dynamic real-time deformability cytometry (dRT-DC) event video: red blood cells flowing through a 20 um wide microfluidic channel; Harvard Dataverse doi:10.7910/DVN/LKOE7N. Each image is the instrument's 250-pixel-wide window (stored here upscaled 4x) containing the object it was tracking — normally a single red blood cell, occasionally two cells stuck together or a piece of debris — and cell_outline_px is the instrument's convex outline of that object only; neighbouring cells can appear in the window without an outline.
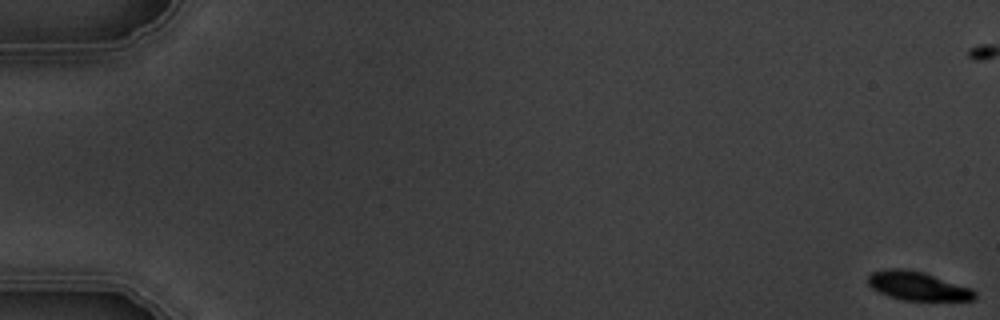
{"species": "common noctule bat (a hibernating species)", "species_latin": "Nyctalus noctula", "temperature_condition": "warm", "stored_images_in_passage": 6, "camera_frame_rate_fps": 3000, "um_per_image_px": 0.085, "animal": {"sex": "male", "body_mass_g": 19.5, "forearm_length_mm": 54.6}, "frame": {"image": 1, "passage_image": 1, "time_ms": 0.0, "image_size_px": [1000, 320], "cell_outline_px": [[976, 300], [904, 300], [888, 296], [872, 288], [868, 284], [868, 276], [872, 272], [888, 268], [904, 268], [924, 272], [972, 288], [976, 292]], "centroid_in_image_um": [78.01, 24.3], "position_along_channel_um": 7.0, "area_um2": 17.92}}
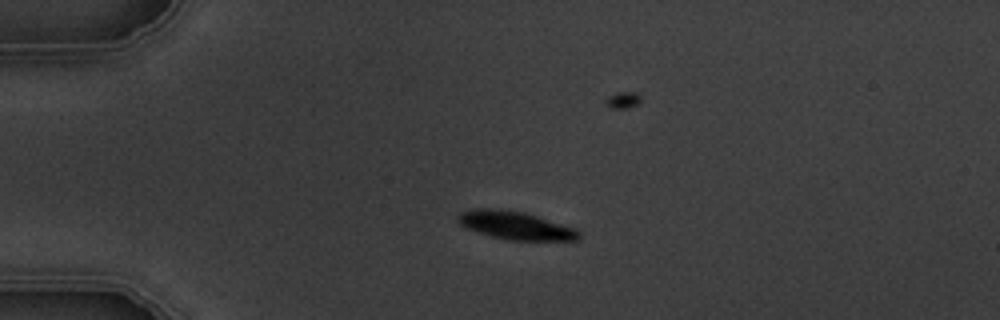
{"frame": {"image": 2, "passage_image": 5, "time_ms": 4.667, "image_size_px": [1000, 320], "cell_outline_px": [[580, 240], [508, 240], [492, 236], [464, 228], [456, 220], [456, 216], [460, 212], [472, 208], [500, 208], [524, 212], [576, 228], [580, 232]], "centroid_in_image_um": [43.77, 19.14], "position_along_channel_um": 41.2, "area_um2": 20.06}}